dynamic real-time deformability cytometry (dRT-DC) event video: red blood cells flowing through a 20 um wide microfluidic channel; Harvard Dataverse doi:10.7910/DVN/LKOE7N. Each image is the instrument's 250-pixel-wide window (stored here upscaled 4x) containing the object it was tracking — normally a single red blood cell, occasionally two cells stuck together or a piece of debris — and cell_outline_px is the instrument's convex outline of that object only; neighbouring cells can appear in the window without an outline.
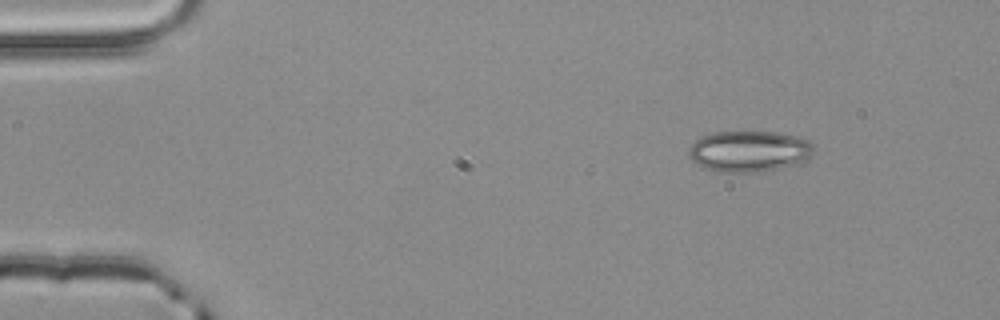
{"species": "common noctule bat (a hibernating species)", "species_latin": "Nyctalus noctula", "temperature_condition": "room temperature", "stored_images_in_passage": 3, "camera_frame_rate_fps": 3000, "um_per_image_px": 0.085, "animal": {"sex": "male", "body_mass_g": 20.4}, "frame": {"image": 1, "passage_image": 1, "time_ms": 0.0, "image_size_px": [1000, 320], "cell_outline_px": [[816, 148], [812, 156], [800, 164], [760, 172], [716, 172], [700, 168], [688, 156], [688, 148], [700, 136], [716, 132], [776, 132], [796, 136], [808, 140]], "centroid_in_image_um": [63.68, 12.87], "position_along_channel_um": 21.3, "area_um2": 30.52}}